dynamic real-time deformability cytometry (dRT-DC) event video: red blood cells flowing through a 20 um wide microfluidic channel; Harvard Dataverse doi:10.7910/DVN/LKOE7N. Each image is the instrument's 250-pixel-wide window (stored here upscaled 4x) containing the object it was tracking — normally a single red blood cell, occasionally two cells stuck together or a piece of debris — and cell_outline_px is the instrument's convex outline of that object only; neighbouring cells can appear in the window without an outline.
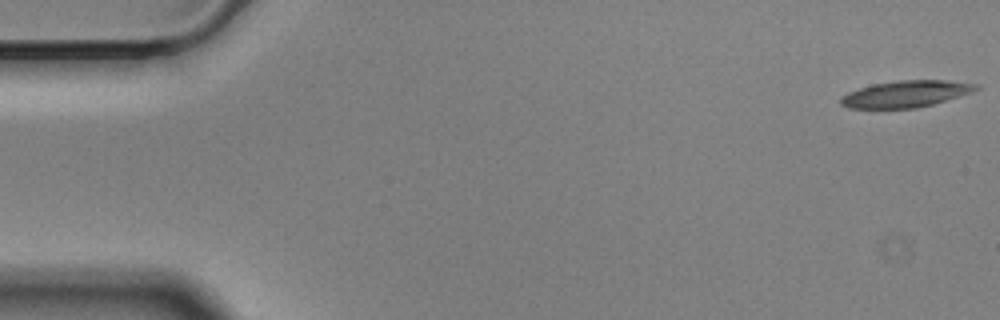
{"species": "Egyptian fruit bat (a non-hibernating species)", "species_latin": "Rousettus aegyptiacus", "temperature_condition": "cold", "stored_images_in_passage": 57, "camera_frame_rate_fps": 3000, "um_per_image_px": 0.085, "animal": {"sex": "male"}, "frame": {"image": 1, "passage_image": 1, "time_ms": 0.0, "image_size_px": [1000, 320], "cell_outline_px": [[980, 88], [972, 92], [932, 104], [916, 108], [848, 108], [840, 104], [840, 96], [848, 92], [872, 84], [900, 80], [944, 80], [980, 84]], "centroid_in_image_um": [76.98, 7.98], "position_along_channel_um": 8.0, "area_um2": 20.92}}
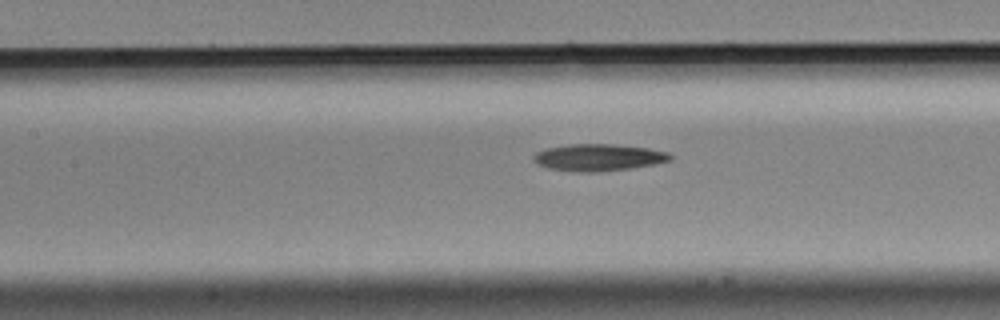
{"frame": {"image": 2, "passage_image": 25, "time_ms": 8.0, "image_size_px": [1000, 320], "cell_outline_px": [[672, 160], [656, 164], [632, 168], [596, 172], [580, 172], [548, 168], [536, 164], [532, 160], [532, 156], [536, 152], [544, 148], [568, 144], [612, 144], [648, 148], [668, 152], [672, 156]], "centroid_in_image_um": [50.84, 13.38], "position_along_channel_um": 156.6, "area_um2": 21.68}}
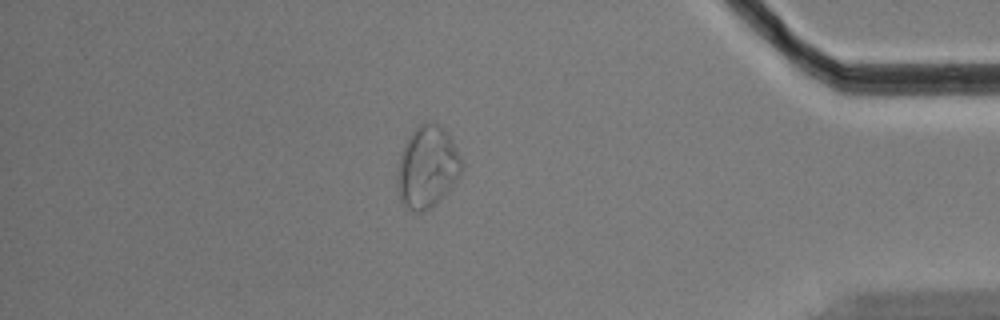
{"frame": {"image": 3, "passage_image": 49, "time_ms": 16.0, "image_size_px": [1000, 320], "cell_outline_px": [[464, 168], [460, 176], [424, 212], [416, 212], [404, 208], [400, 200], [396, 188], [396, 172], [400, 152], [408, 136], [424, 120], [428, 120], [436, 124], [448, 132], [460, 156]], "centroid_in_image_um": [36.26, 14.17], "position_along_channel_um": 398.9, "area_um2": 30.81}}